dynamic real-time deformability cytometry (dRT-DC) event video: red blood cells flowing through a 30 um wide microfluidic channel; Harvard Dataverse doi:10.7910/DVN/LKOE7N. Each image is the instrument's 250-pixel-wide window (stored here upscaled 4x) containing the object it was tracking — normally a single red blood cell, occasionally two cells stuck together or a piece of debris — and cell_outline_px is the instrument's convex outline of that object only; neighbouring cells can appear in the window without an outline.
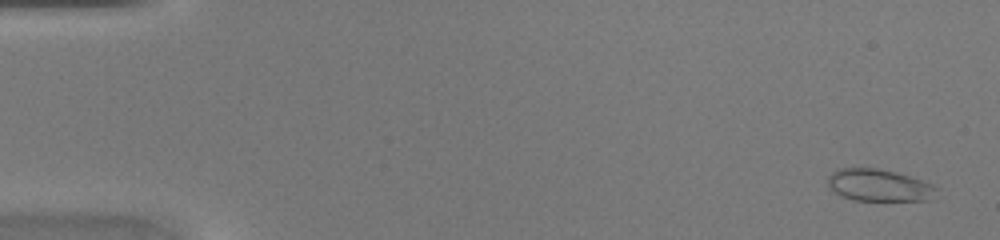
{"species": "common noctule bat (a hibernating species)", "species_latin": "Nyctalus noctula", "temperature_condition": "warm", "stored_images_in_passage": 45, "camera_frame_rate_fps": 3000, "um_per_image_px": 0.085, "animal": {"sex": "female", "body_mass_g": 20.0, "forearm_length_mm": 54.0}, "frame": {"image": 1, "passage_image": 2, "time_ms": 0.333, "image_size_px": [1000, 240], "cell_outline_px": [[940, 188], [932, 200], [852, 200], [840, 196], [828, 184], [828, 176], [836, 168], [876, 168], [896, 172], [924, 180]], "centroid_in_image_um": [74.76, 15.74], "position_along_channel_um": 10.2, "area_um2": 20.52}}
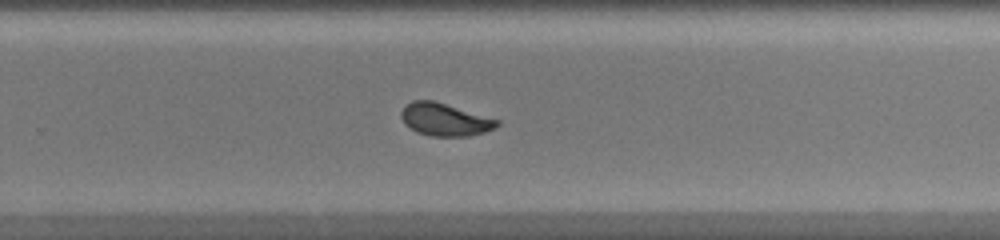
{"frame": {"image": 2, "passage_image": 30, "time_ms": 9.667, "image_size_px": [1000, 240], "cell_outline_px": [[500, 124], [496, 128], [484, 132], [468, 136], [432, 136], [416, 132], [404, 124], [400, 116], [400, 112], [412, 100], [432, 100], [500, 120]], "centroid_in_image_um": [37.81, 10.17], "position_along_channel_um": 292.0, "area_um2": 18.15}}
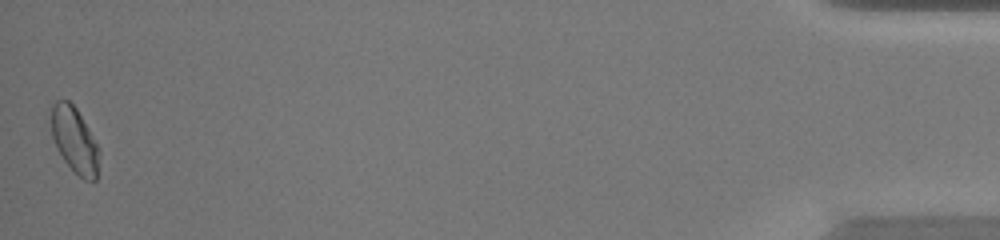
{"frame": {"image": 3, "passage_image": 45, "time_ms": 14.667, "image_size_px": [1000, 240], "cell_outline_px": [[100, 152], [96, 180], [84, 180], [64, 160], [52, 136], [52, 104], [56, 100], [68, 100], [76, 108], [100, 148]], "centroid_in_image_um": [6.37, 11.9], "position_along_channel_um": 428.8, "area_um2": 17.98}}